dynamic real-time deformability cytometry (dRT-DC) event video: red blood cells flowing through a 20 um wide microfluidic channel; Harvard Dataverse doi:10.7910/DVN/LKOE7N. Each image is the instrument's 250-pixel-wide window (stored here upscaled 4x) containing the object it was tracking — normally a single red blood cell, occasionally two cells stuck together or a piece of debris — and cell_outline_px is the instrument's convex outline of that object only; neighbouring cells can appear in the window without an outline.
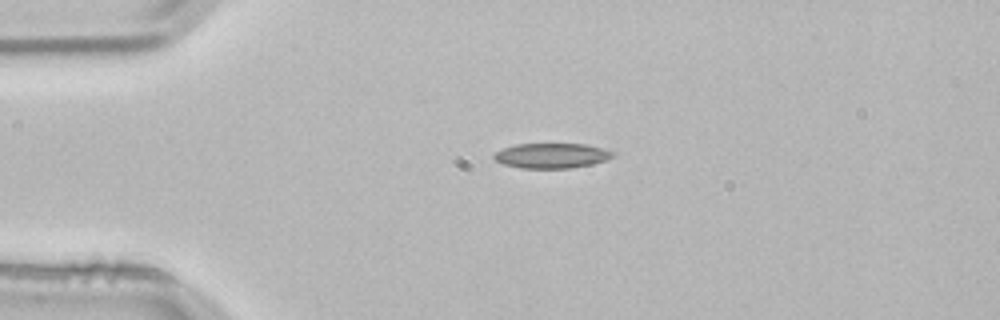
{"species": "common noctule bat (a hibernating species)", "species_latin": "Nyctalus noctula", "temperature_condition": "room temperature", "stored_images_in_passage": 3, "camera_frame_rate_fps": 3000, "um_per_image_px": 0.085, "animal": {"sex": "male", "body_mass_g": 21.5, "forearm_length_mm": 52.0}, "frame": {"image": 1, "passage_image": 1, "time_ms": 0.0, "image_size_px": [1000, 320], "cell_outline_px": [[616, 156], [592, 164], [572, 168], [520, 168], [504, 164], [496, 160], [492, 156], [496, 152], [504, 148], [516, 144], [584, 144], [604, 148], [616, 152]], "centroid_in_image_um": [46.93, 13.23], "position_along_channel_um": 38.1, "area_um2": 17.34}}